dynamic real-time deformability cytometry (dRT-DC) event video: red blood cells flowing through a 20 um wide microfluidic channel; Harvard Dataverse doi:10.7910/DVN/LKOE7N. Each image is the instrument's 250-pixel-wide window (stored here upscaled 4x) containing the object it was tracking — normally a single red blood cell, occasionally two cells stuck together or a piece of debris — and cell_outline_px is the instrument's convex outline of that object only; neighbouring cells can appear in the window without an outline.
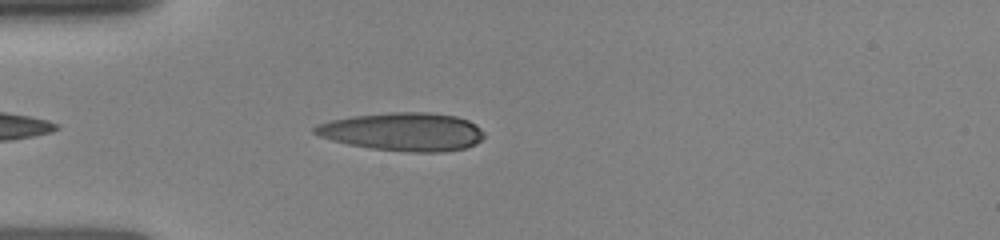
{"species": "human", "species_latin": "Homo sapiens", "temperature_condition": "room temperature", "stored_images_in_passage": 3, "camera_frame_rate_fps": 3000, "um_per_image_px": 0.085, "donor": {"sex": "female"}, "frame": {"image": 1, "passage_image": 3, "time_ms": 2.333, "image_size_px": [1000, 240], "cell_outline_px": [[484, 136], [476, 144], [464, 148], [440, 152], [412, 152], [372, 148], [348, 144], [332, 140], [320, 136], [312, 132], [312, 128], [316, 124], [332, 120], [352, 116], [392, 112], [428, 112], [456, 116], [468, 120], [476, 124], [484, 132]], "centroid_in_image_um": [34.26, 11.19], "position_along_channel_um": 50.7, "area_um2": 37.69}}